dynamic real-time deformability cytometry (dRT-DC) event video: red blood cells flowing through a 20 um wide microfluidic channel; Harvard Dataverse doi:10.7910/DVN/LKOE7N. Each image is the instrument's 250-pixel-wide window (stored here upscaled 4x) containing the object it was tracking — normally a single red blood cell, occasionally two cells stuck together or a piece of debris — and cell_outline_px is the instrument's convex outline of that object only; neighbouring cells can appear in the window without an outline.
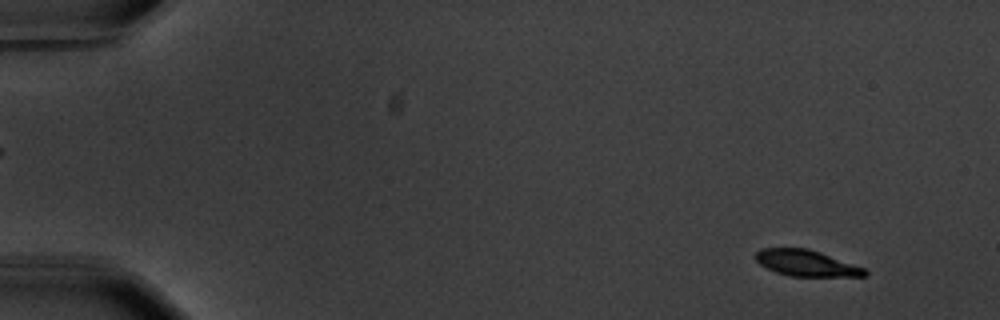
{"species": "common noctule bat (a hibernating species)", "species_latin": "Nyctalus noctula", "temperature_condition": "warm", "stored_images_in_passage": 19, "camera_frame_rate_fps": 3000, "um_per_image_px": 0.085, "animal": {"sex": "male", "body_mass_g": 20.1, "forearm_length_mm": 53.5}, "frame": {"image": 1, "passage_image": 5, "time_ms": 1.333, "image_size_px": [1000, 320], "cell_outline_px": [[868, 276], [792, 276], [776, 272], [760, 264], [752, 256], [760, 248], [808, 248], [820, 252], [864, 268], [868, 272]], "centroid_in_image_um": [68.5, 22.36], "position_along_channel_um": 16.5, "area_um2": 16.53}}